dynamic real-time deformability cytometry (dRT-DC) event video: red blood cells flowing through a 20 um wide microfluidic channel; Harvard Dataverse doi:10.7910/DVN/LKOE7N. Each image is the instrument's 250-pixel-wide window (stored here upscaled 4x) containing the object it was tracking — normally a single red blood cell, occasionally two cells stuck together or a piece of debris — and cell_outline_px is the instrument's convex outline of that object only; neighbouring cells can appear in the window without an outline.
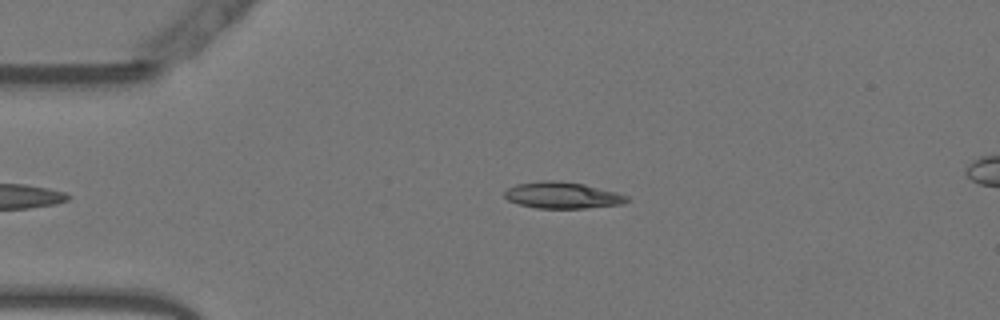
{"species": "Egyptian fruit bat (a non-hibernating species)", "species_latin": "Rousettus aegyptiacus", "temperature_condition": "warm", "stored_images_in_passage": 38, "camera_frame_rate_fps": 3000, "um_per_image_px": 0.085, "animal": {"sex": "female"}, "frame": {"image": 1, "passage_image": 2, "time_ms": 0.333, "image_size_px": [1000, 320], "cell_outline_px": [[632, 200], [620, 204], [584, 208], [536, 208], [520, 204], [508, 200], [504, 196], [504, 192], [508, 188], [516, 184], [540, 180], [552, 180], [584, 184], [616, 192], [628, 196]], "centroid_in_image_um": [47.8, 16.59], "position_along_channel_um": 37.2, "area_um2": 18.79}}
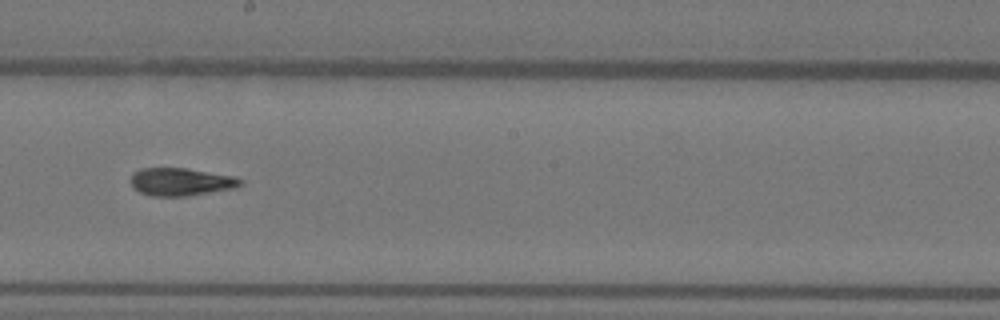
{"frame": {"image": 2, "passage_image": 20, "time_ms": 6.333, "image_size_px": [1000, 320], "cell_outline_px": [[244, 184], [236, 188], [188, 196], [152, 196], [140, 192], [132, 188], [132, 172], [140, 168], [188, 168], [232, 176], [244, 180]], "centroid_in_image_um": [15.39, 15.45], "position_along_channel_um": 232.8, "area_um2": 17.92}}
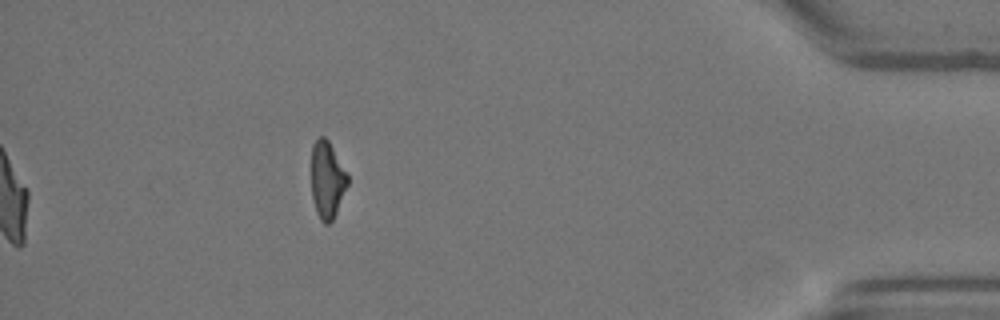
{"frame": {"image": 3, "passage_image": 38, "time_ms": 12.333, "image_size_px": [1000, 320], "cell_outline_px": [[348, 184], [336, 212], [332, 220], [328, 224], [324, 224], [320, 220], [316, 212], [312, 200], [312, 144], [320, 136], [324, 136], [328, 140], [348, 172]], "centroid_in_image_um": [27.81, 15.28], "position_along_channel_um": 407.4, "area_um2": 16.36}, "authors_computed_cell_mechanics": {"area_um2": 17.9758, "velocity_mm_per_s": 3.7966, "shape_relaxation_time_tau1_ms": 9.4198, "shape_relaxation_time_tau2_ms": 4.2324, "deformation_change_tau1": 0.282, "deformation_change_tau2": 0.101}}